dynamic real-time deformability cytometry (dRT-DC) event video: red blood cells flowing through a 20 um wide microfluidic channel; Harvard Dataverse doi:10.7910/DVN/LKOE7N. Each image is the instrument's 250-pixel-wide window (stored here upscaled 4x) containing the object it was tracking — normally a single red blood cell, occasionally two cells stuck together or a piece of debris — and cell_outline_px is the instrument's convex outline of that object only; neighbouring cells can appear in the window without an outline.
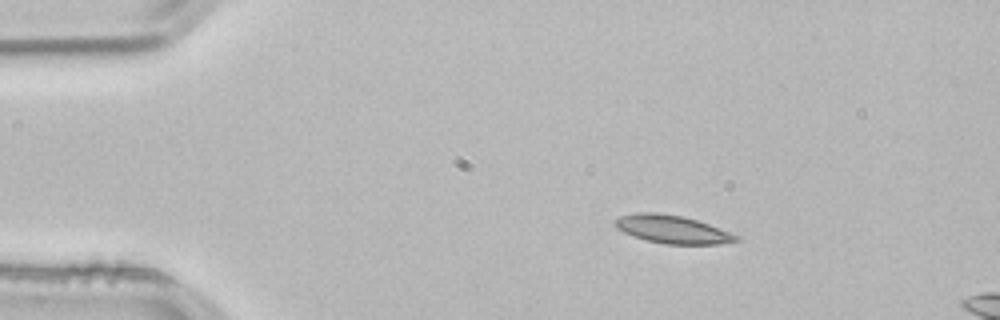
{"species": "common noctule bat (a hibernating species)", "species_latin": "Nyctalus noctula", "temperature_condition": "room temperature", "stored_images_in_passage": 13, "camera_frame_rate_fps": 3000, "um_per_image_px": 0.085, "animal": {"sex": "male", "body_mass_g": 21.5, "forearm_length_mm": 52.0}, "frame": {"image": 1, "passage_image": 8, "time_ms": 2.333, "image_size_px": [1000, 320], "cell_outline_px": [[740, 240], [720, 244], [664, 244], [644, 240], [624, 232], [616, 228], [616, 220], [620, 216], [636, 212], [656, 212], [680, 216], [696, 220], [708, 224], [740, 236]], "centroid_in_image_um": [57.15, 19.5], "position_along_channel_um": 27.9, "area_um2": 19.65}}